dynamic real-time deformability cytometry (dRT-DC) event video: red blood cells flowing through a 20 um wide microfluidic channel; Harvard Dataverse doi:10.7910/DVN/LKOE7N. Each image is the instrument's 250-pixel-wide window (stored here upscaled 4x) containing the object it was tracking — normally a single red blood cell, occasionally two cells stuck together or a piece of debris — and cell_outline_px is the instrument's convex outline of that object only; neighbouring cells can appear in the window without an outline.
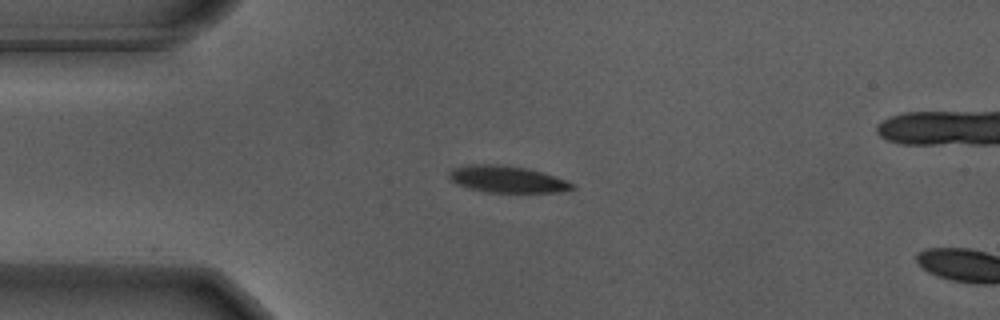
{"species": "Egyptian fruit bat (a non-hibernating species)", "species_latin": "Rousettus aegyptiacus", "temperature_condition": "warm", "stored_images_in_passage": 4, "camera_frame_rate_fps": 3000, "um_per_image_px": 0.085, "animal": {"sex": "male"}, "frame": {"image": 1, "passage_image": 1, "time_ms": 0.0, "image_size_px": [1000, 320], "cell_outline_px": [[576, 188], [556, 192], [488, 192], [468, 188], [452, 180], [448, 176], [448, 172], [452, 168], [464, 164], [500, 164], [528, 168], [564, 180], [572, 184]], "centroid_in_image_um": [43.03, 15.22], "position_along_channel_um": 42.0, "area_um2": 18.96}}